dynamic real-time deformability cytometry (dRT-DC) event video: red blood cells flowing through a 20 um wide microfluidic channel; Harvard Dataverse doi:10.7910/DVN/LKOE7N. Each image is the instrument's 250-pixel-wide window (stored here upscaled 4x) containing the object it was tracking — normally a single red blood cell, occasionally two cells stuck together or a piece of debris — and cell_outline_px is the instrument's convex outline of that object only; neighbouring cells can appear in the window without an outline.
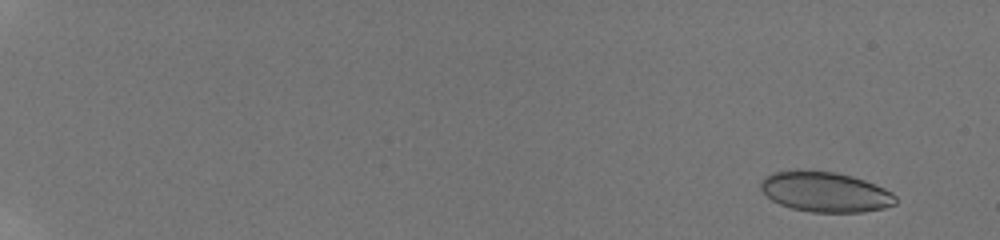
{"species": "human", "species_latin": "Homo sapiens", "temperature_condition": "room temperature", "stored_images_in_passage": 17, "camera_frame_rate_fps": 3000, "um_per_image_px": 0.085, "donor": {"sex": "male"}, "frame": {"image": 1, "passage_image": 3, "time_ms": 1.333, "image_size_px": [1000, 240], "cell_outline_px": [[896, 204], [884, 208], [864, 212], [812, 212], [792, 208], [780, 204], [772, 200], [760, 188], [760, 180], [772, 172], [796, 168], [836, 172], [852, 176], [864, 180], [884, 188], [892, 192], [896, 196]], "centroid_in_image_um": [70.12, 16.28], "position_along_channel_um": 14.9, "area_um2": 31.96}}
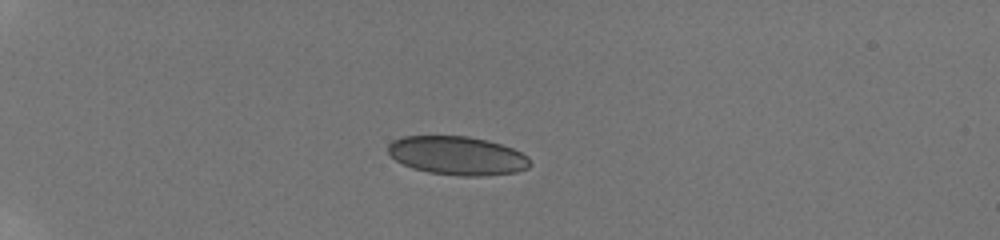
{"frame": {"image": 2, "passage_image": 13, "time_ms": 6.0, "image_size_px": [1000, 240], "cell_outline_px": [[532, 164], [528, 168], [516, 172], [480, 176], [460, 176], [428, 172], [412, 168], [396, 160], [388, 152], [388, 144], [392, 140], [404, 136], [468, 136], [488, 140], [512, 148], [528, 156]], "centroid_in_image_um": [38.88, 13.23], "position_along_channel_um": 46.1, "area_um2": 32.02}}
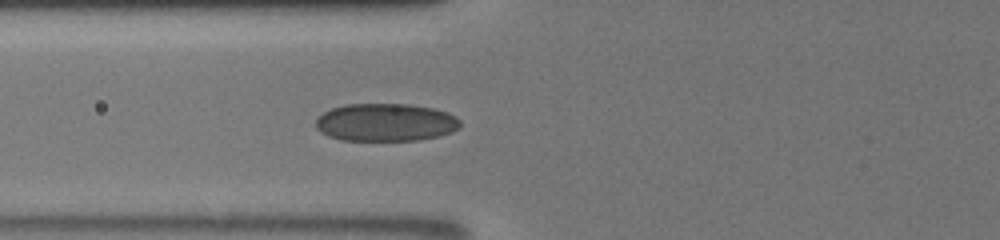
{"frame": {"image": 3, "passage_image": 17, "time_ms": 8.667, "image_size_px": [1000, 240], "cell_outline_px": [[460, 124], [452, 132], [440, 136], [420, 140], [340, 140], [328, 136], [320, 132], [316, 128], [316, 120], [324, 112], [332, 108], [348, 104], [408, 104], [432, 108], [456, 116], [460, 120]], "centroid_in_image_um": [32.77, 10.41], "position_along_channel_um": 93.0, "area_um2": 31.73}}